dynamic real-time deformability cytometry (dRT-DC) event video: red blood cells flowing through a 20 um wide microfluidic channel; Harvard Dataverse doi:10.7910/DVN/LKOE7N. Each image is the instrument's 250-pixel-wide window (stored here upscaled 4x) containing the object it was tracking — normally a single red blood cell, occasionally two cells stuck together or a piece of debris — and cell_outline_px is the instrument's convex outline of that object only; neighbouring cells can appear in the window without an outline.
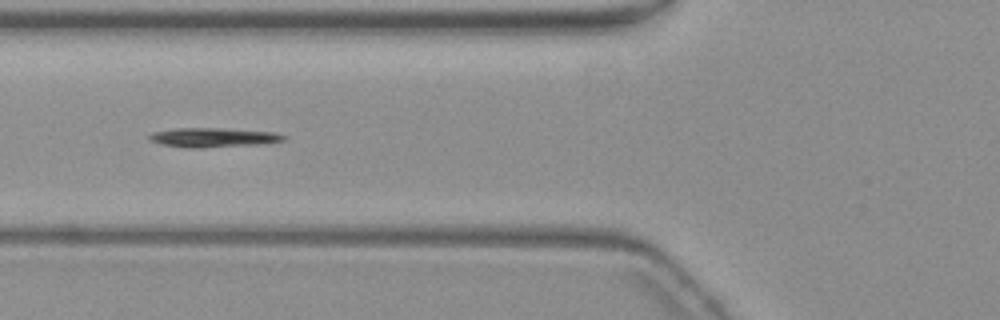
{"species": "common noctule bat (a hibernating species)", "species_latin": "Nyctalus noctula", "temperature_condition": "warm", "stored_images_in_passage": 2, "camera_frame_rate_fps": 3000, "um_per_image_px": 0.085, "animal": {"sex": "female", "body_mass_g": 19.3, "forearm_length_mm": 54.1}, "frame": {"image": 1, "passage_image": 2, "time_ms": 1.333, "image_size_px": [1000, 320], "cell_outline_px": [[288, 136], [284, 140], [264, 144], [204, 148], [184, 148], [160, 144], [148, 140], [148, 136], [152, 132], [176, 128], [220, 128], [276, 132]], "centroid_in_image_um": [18.12, 11.69], "position_along_channel_um": 107.7, "area_um2": 15.49}}